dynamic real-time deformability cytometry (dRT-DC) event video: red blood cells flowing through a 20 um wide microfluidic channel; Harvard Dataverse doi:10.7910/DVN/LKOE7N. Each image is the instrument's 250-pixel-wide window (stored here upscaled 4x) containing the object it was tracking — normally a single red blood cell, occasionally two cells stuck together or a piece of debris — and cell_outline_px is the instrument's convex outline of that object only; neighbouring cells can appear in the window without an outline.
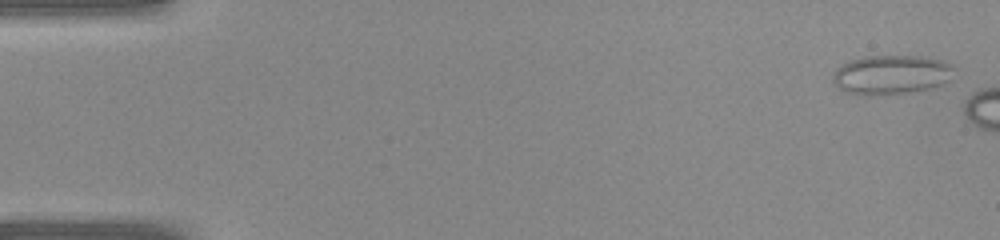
{"species": "common noctule bat (a hibernating species)", "species_latin": "Nyctalus noctula", "temperature_condition": "warm", "stored_images_in_passage": 4, "camera_frame_rate_fps": 3000, "um_per_image_px": 0.085, "animal": {"sex": "female", "body_mass_g": 22.0, "forearm_length_mm": 56.7}, "frame": {"image": 1, "passage_image": 1, "time_ms": 0.0, "image_size_px": [1000, 240], "cell_outline_px": [[952, 68], [948, 80], [940, 84], [928, 88], [908, 92], [868, 96], [864, 96], [844, 92], [832, 80], [832, 72], [836, 68], [848, 60], [864, 56], [916, 56], [940, 60], [948, 64]], "centroid_in_image_um": [75.63, 6.35], "position_along_channel_um": 9.4, "area_um2": 27.46}}